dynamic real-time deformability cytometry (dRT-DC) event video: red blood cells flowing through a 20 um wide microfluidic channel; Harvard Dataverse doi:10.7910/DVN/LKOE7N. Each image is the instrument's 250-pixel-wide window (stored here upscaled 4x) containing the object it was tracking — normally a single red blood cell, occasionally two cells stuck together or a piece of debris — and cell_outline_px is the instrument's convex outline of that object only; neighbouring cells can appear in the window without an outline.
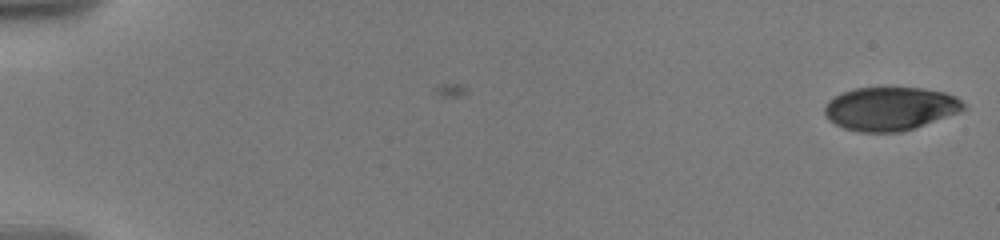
{"species": "human", "species_latin": "Homo sapiens", "temperature_condition": "warm", "stored_images_in_passage": 43, "camera_frame_rate_fps": 3000, "um_per_image_px": 0.085, "donor": {"sex": "male"}, "frame": {"image": 1, "passage_image": 1, "time_ms": 0.0, "image_size_px": [1000, 240], "cell_outline_px": [[968, 108], [960, 112], [916, 128], [904, 132], [860, 132], [844, 128], [828, 120], [824, 112], [824, 104], [828, 100], [844, 92], [856, 88], [924, 88], [944, 92], [956, 96]], "centroid_in_image_um": [75.69, 9.25], "position_along_channel_um": 9.3, "area_um2": 35.37}}
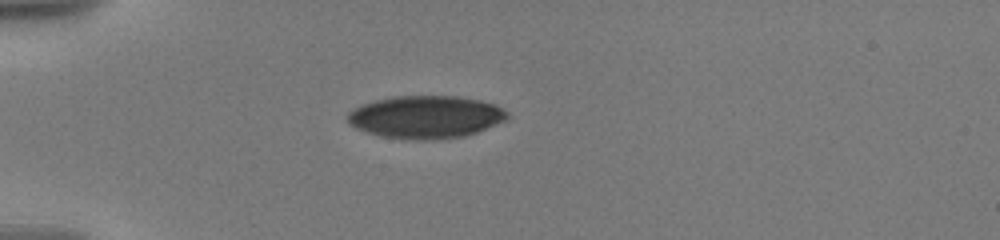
{"frame": {"image": 2, "passage_image": 30, "time_ms": 5.333, "image_size_px": [1000, 240], "cell_outline_px": [[508, 120], [476, 132], [464, 136], [432, 140], [408, 140], [384, 136], [368, 132], [356, 128], [348, 124], [348, 112], [352, 108], [360, 104], [392, 96], [456, 96], [480, 100], [492, 104], [508, 112]], "centroid_in_image_um": [36.17, 9.94], "position_along_channel_um": 48.8, "area_um2": 39.77}}
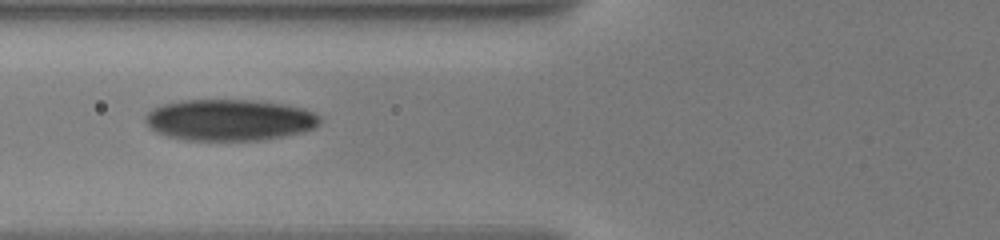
{"frame": {"image": 3, "passage_image": 42, "time_ms": 7.667, "image_size_px": [1000, 240], "cell_outline_px": [[320, 124], [312, 128], [300, 132], [260, 140], [188, 140], [168, 136], [156, 132], [144, 120], [144, 116], [152, 108], [164, 104], [180, 100], [252, 100], [284, 104], [304, 108], [320, 116]], "centroid_in_image_um": [19.48, 10.18], "position_along_channel_um": 106.3, "area_um2": 41.85}}